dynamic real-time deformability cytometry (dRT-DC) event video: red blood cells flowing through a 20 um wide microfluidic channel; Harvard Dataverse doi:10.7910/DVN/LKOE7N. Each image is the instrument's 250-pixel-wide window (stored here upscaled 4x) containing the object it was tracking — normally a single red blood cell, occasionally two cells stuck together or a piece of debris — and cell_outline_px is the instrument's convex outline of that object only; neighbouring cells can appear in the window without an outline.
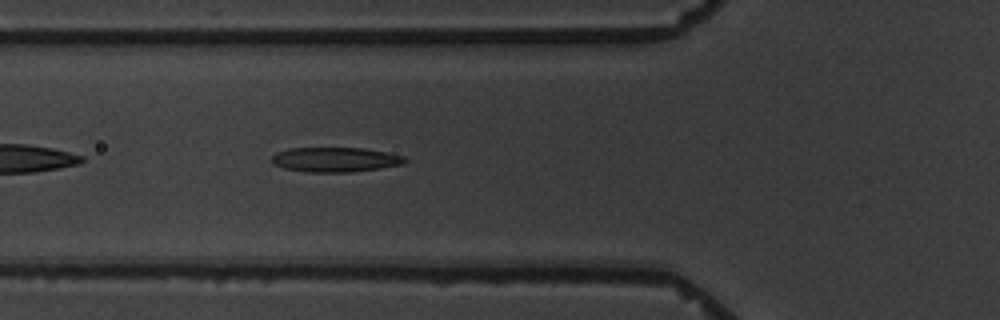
{"species": "common noctule bat (a hibernating species)", "species_latin": "Nyctalus noctula", "temperature_condition": "warm", "stored_images_in_passage": 2, "camera_frame_rate_fps": 3000, "um_per_image_px": 0.085, "animal": {"sex": "male", "body_mass_g": 19.5, "forearm_length_mm": 54.6}, "frame": {"image": 1, "passage_image": 2, "time_ms": 1.0, "image_size_px": [1000, 320], "cell_outline_px": [[408, 160], [404, 164], [380, 168], [352, 172], [304, 172], [284, 168], [276, 164], [272, 160], [272, 156], [276, 152], [288, 148], [364, 148], [404, 156]], "centroid_in_image_um": [28.51, 13.57], "position_along_channel_um": 97.3, "area_um2": 19.13}}